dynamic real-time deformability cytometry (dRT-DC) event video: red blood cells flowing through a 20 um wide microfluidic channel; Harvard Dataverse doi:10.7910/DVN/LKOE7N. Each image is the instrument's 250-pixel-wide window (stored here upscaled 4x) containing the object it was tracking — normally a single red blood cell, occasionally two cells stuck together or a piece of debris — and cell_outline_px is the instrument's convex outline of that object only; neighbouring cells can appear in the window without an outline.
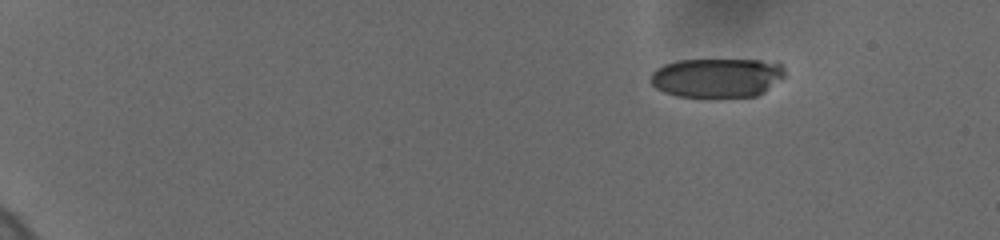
{"species": "human", "species_latin": "Homo sapiens", "temperature_condition": "cold", "stored_images_in_passage": 18, "camera_frame_rate_fps": 3000, "um_per_image_px": 0.085, "donor": {"sex": "female"}, "frame": {"image": 1, "passage_image": 1, "time_ms": 0.0, "image_size_px": [1000, 240], "cell_outline_px": [[784, 76], [764, 92], [756, 96], [676, 96], [664, 92], [656, 88], [648, 80], [652, 72], [656, 68], [664, 64], [676, 60], [776, 60], [784, 64]], "centroid_in_image_um": [60.95, 6.58], "position_along_channel_um": 24.1, "area_um2": 30.92}}
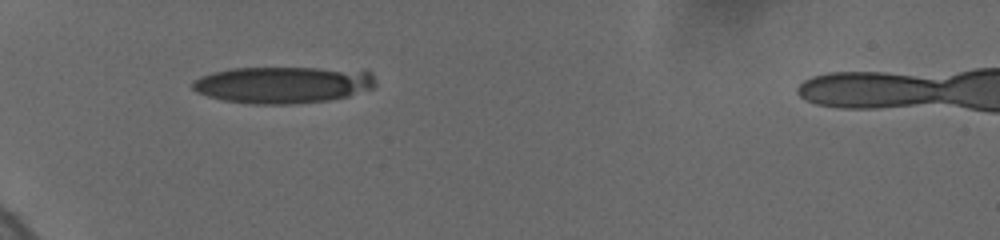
{"frame": {"image": 2, "passage_image": 10, "time_ms": 4.333, "image_size_px": [1000, 240], "cell_outline_px": [[376, 84], [372, 88], [348, 96], [328, 100], [292, 104], [252, 104], [224, 100], [208, 96], [196, 92], [192, 88], [192, 80], [200, 76], [212, 72], [228, 68], [364, 68], [372, 72], [376, 80]], "centroid_in_image_um": [24.1, 7.18], "position_along_channel_um": 60.9, "area_um2": 39.82}}